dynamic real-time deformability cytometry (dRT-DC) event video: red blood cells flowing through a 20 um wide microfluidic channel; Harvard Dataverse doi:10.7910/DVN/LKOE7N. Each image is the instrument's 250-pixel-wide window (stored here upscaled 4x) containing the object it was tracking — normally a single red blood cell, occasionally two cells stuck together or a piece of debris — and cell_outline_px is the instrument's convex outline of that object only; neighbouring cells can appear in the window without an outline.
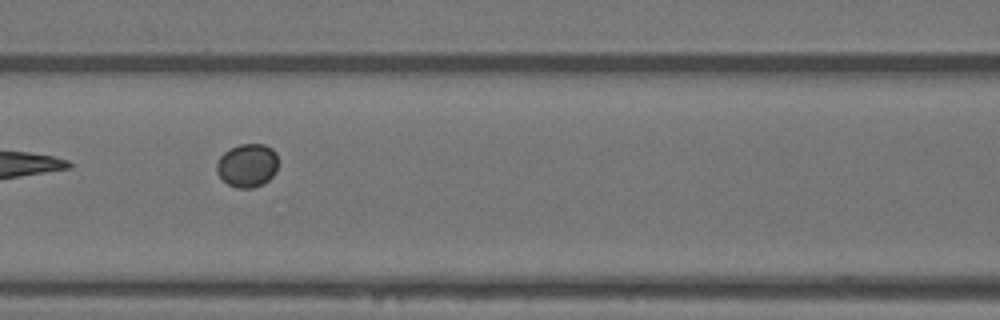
{"species": "Egyptian fruit bat (a non-hibernating species)", "species_latin": "Rousettus aegyptiacus", "temperature_condition": "warm", "stored_images_in_passage": 14, "camera_frame_rate_fps": 3000, "um_per_image_px": 0.085, "animal": {"sex": "female"}, "frame": {"image": 1, "passage_image": 7, "time_ms": 2.0, "image_size_px": [1000, 320], "cell_outline_px": [[276, 172], [268, 180], [252, 188], [236, 188], [228, 184], [216, 172], [216, 164], [220, 156], [224, 152], [240, 144], [264, 144], [272, 148], [276, 152]], "centroid_in_image_um": [21.01, 14.05], "position_along_channel_um": 145.6, "area_um2": 15.43}}
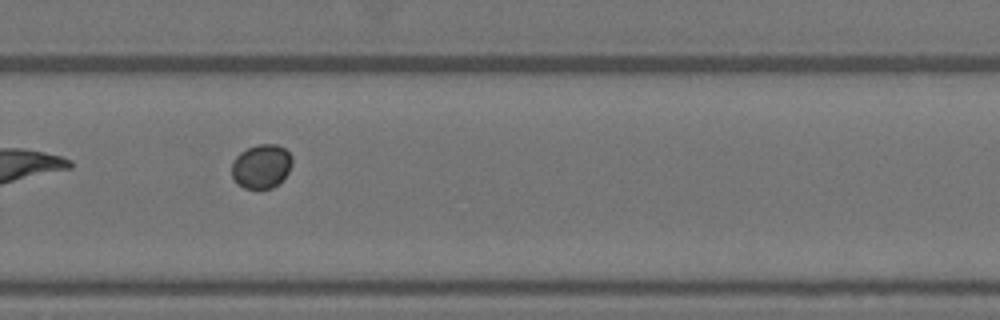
{"frame": {"image": 2, "passage_image": 11, "time_ms": 3.333, "image_size_px": [1000, 320], "cell_outline_px": [[292, 164], [288, 172], [272, 188], [244, 188], [236, 184], [232, 176], [232, 164], [236, 156], [240, 152], [248, 148], [260, 144], [276, 144], [284, 148], [292, 156]], "centroid_in_image_um": [22.2, 14.13], "position_along_channel_um": 307.6, "area_um2": 15.37}}
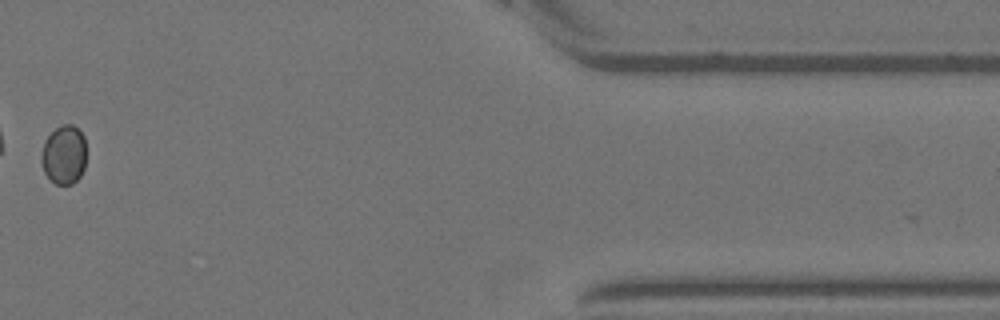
{"frame": {"image": 3, "passage_image": 14, "time_ms": 4.333, "image_size_px": [1000, 320], "cell_outline_px": [[84, 168], [80, 176], [72, 184], [56, 184], [44, 172], [40, 160], [40, 152], [44, 140], [56, 128], [64, 124], [72, 124], [84, 136]], "centroid_in_image_um": [5.4, 13.15], "position_along_channel_um": 406.0, "area_um2": 15.32}}